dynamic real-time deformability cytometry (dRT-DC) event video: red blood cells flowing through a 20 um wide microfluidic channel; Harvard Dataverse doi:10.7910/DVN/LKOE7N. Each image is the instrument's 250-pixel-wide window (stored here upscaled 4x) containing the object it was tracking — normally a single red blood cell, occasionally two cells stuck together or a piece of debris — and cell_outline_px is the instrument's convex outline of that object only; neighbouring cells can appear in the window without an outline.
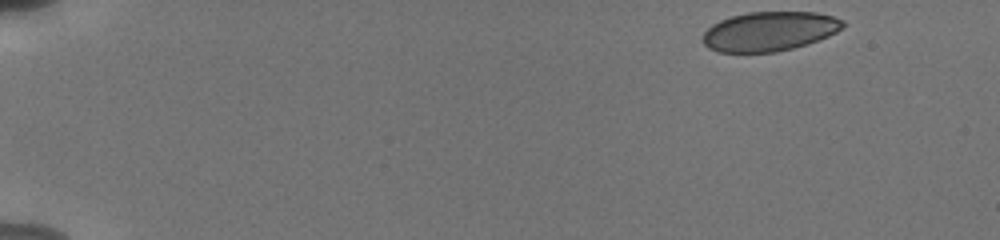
{"species": "human", "species_latin": "Homo sapiens", "temperature_condition": "cold", "stored_images_in_passage": 50, "camera_frame_rate_fps": 3000, "um_per_image_px": 0.085, "donor": {"sex": "male"}, "frame": {"image": 1, "passage_image": 1, "time_ms": 0.0, "image_size_px": [1000, 240], "cell_outline_px": [[844, 24], [836, 32], [828, 36], [808, 44], [776, 52], [720, 52], [708, 48], [700, 40], [704, 32], [712, 24], [720, 20], [732, 16], [748, 12], [816, 12], [832, 16], [844, 20]], "centroid_in_image_um": [65.37, 2.66], "position_along_channel_um": 19.6, "area_um2": 32.19}}
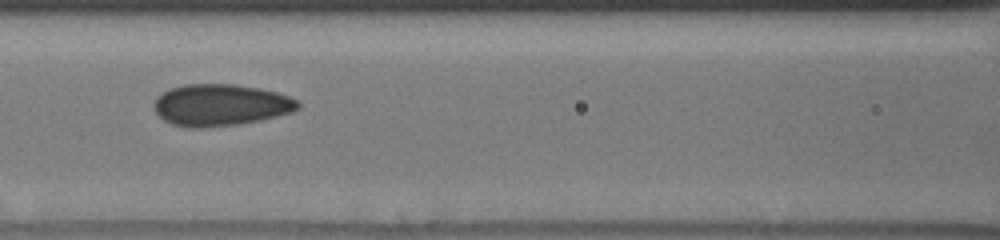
{"frame": {"image": 2, "passage_image": 22, "time_ms": 7.0, "image_size_px": [1000, 240], "cell_outline_px": [[300, 108], [292, 112], [260, 120], [240, 124], [200, 128], [188, 128], [172, 124], [164, 120], [156, 112], [152, 104], [156, 96], [172, 88], [184, 84], [236, 84], [260, 88], [276, 92], [300, 100]], "centroid_in_image_um": [18.75, 8.92], "position_along_channel_um": 147.8, "area_um2": 35.26}}
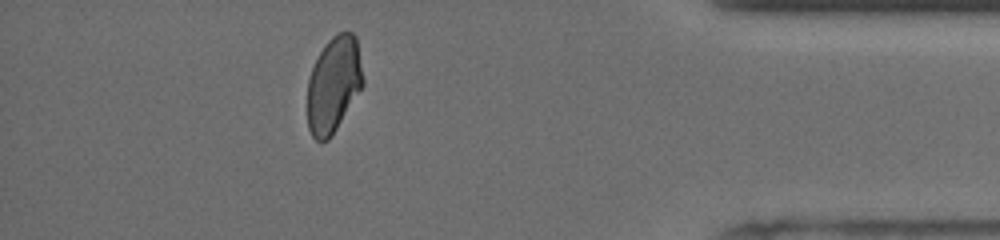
{"frame": {"image": 3, "passage_image": 45, "time_ms": 14.667, "image_size_px": [1000, 240], "cell_outline_px": [[364, 84], [332, 136], [328, 140], [316, 140], [312, 136], [308, 128], [308, 80], [312, 68], [324, 44], [336, 32], [352, 32], [356, 36], [364, 80]], "centroid_in_image_um": [28.37, 7.17], "position_along_channel_um": 406.8, "area_um2": 31.04}, "authors_computed_cell_mechanics": {"area_um2": 33.3506, "velocity_mm_per_s": 3.8077, "shape_relaxation_time_tau1_ms": null, "shape_relaxation_time_tau2_ms": 0.9614, "deformation_change_tau1": null, "deformation_change_tau2": 0.0598}}